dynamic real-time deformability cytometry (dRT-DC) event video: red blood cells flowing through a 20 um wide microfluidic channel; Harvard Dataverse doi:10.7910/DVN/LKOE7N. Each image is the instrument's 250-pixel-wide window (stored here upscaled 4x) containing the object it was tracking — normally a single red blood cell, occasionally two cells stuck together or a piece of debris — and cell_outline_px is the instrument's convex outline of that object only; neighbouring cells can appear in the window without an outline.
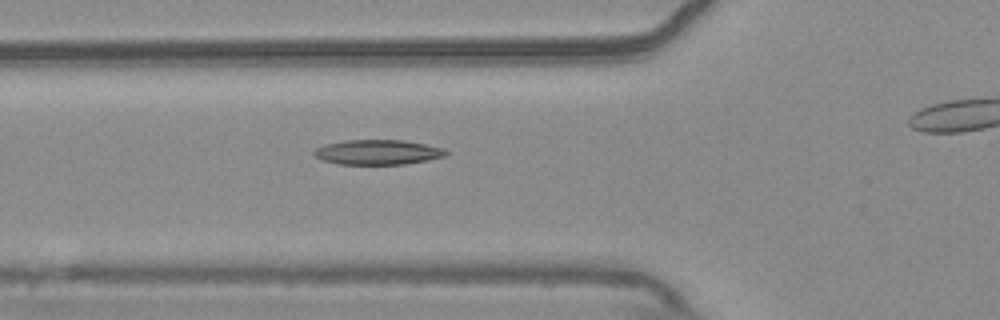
{"species": "common noctule bat (a hibernating species)", "species_latin": "Nyctalus noctula", "temperature_condition": "warm", "stored_images_in_passage": 47, "camera_frame_rate_fps": 3000, "um_per_image_px": 0.085, "animal": {"sex": "male", "body_mass_g": 20.4}, "frame": {"image": 1, "passage_image": 20, "time_ms": 6.333, "image_size_px": [1000, 320], "cell_outline_px": [[448, 152], [444, 156], [428, 160], [404, 164], [336, 164], [324, 160], [316, 156], [312, 152], [316, 148], [324, 144], [344, 140], [404, 140], [444, 148]], "centroid_in_image_um": [32.09, 12.93], "position_along_channel_um": 93.7, "area_um2": 19.07}}
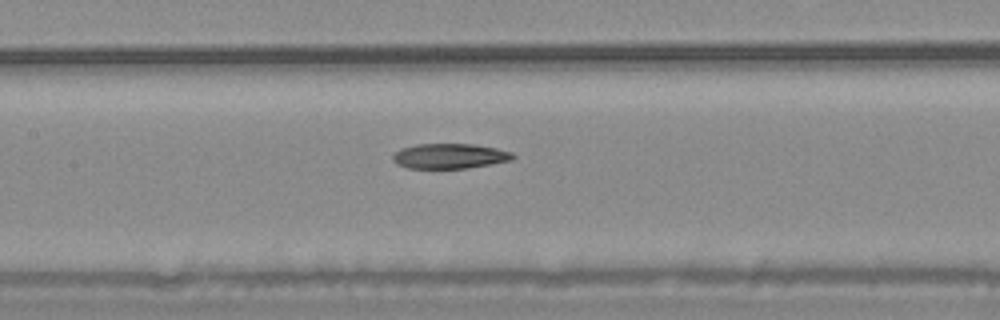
{"frame": {"image": 2, "passage_image": 26, "time_ms": 8.333, "image_size_px": [1000, 320], "cell_outline_px": [[516, 156], [512, 160], [492, 164], [468, 168], [408, 168], [396, 164], [392, 160], [392, 156], [396, 152], [404, 148], [416, 144], [476, 144], [496, 148], [512, 152]], "centroid_in_image_um": [38.26, 13.27], "position_along_channel_um": 169.1, "area_um2": 17.57}}
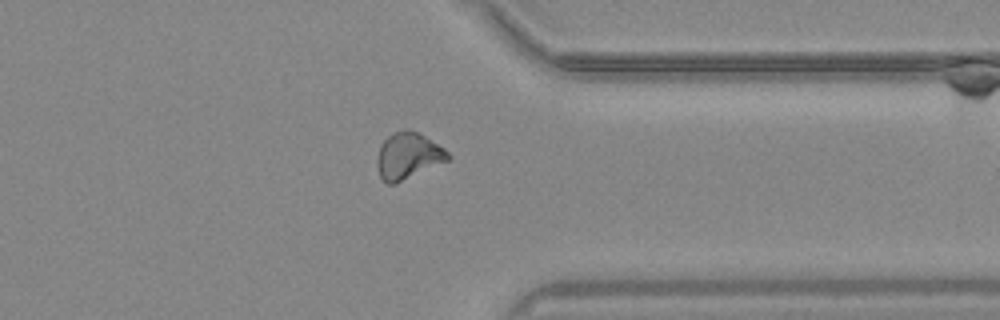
{"frame": {"image": 3, "passage_image": 43, "time_ms": 14.0, "image_size_px": [1000, 320], "cell_outline_px": [[452, 156], [448, 160], [396, 184], [388, 184], [380, 176], [376, 164], [376, 160], [380, 144], [388, 136], [404, 128], [408, 128], [424, 136], [444, 148]], "centroid_in_image_um": [34.67, 13.25], "position_along_channel_um": 376.7, "area_um2": 19.13}}